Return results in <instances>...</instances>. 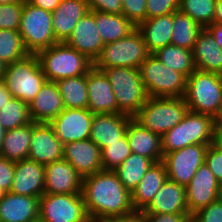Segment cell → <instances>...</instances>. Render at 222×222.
Here are the masks:
<instances>
[{"label":"cell","instance_id":"obj_1","mask_svg":"<svg viewBox=\"0 0 222 222\" xmlns=\"http://www.w3.org/2000/svg\"><path fill=\"white\" fill-rule=\"evenodd\" d=\"M82 196L92 222H104L136 211L131 192L112 170H102L84 177Z\"/></svg>","mask_w":222,"mask_h":222},{"label":"cell","instance_id":"obj_2","mask_svg":"<svg viewBox=\"0 0 222 222\" xmlns=\"http://www.w3.org/2000/svg\"><path fill=\"white\" fill-rule=\"evenodd\" d=\"M216 131L212 116L188 111L175 127L162 137L164 154L195 144L212 145L215 143Z\"/></svg>","mask_w":222,"mask_h":222},{"label":"cell","instance_id":"obj_3","mask_svg":"<svg viewBox=\"0 0 222 222\" xmlns=\"http://www.w3.org/2000/svg\"><path fill=\"white\" fill-rule=\"evenodd\" d=\"M36 55L48 81L84 75L93 67L92 61L65 42H57Z\"/></svg>","mask_w":222,"mask_h":222},{"label":"cell","instance_id":"obj_4","mask_svg":"<svg viewBox=\"0 0 222 222\" xmlns=\"http://www.w3.org/2000/svg\"><path fill=\"white\" fill-rule=\"evenodd\" d=\"M188 111L183 97H148L133 118L144 128L162 137L180 123Z\"/></svg>","mask_w":222,"mask_h":222},{"label":"cell","instance_id":"obj_5","mask_svg":"<svg viewBox=\"0 0 222 222\" xmlns=\"http://www.w3.org/2000/svg\"><path fill=\"white\" fill-rule=\"evenodd\" d=\"M112 85L118 106V113L134 117L148 99L137 68L114 67L102 70Z\"/></svg>","mask_w":222,"mask_h":222},{"label":"cell","instance_id":"obj_6","mask_svg":"<svg viewBox=\"0 0 222 222\" xmlns=\"http://www.w3.org/2000/svg\"><path fill=\"white\" fill-rule=\"evenodd\" d=\"M183 98L189 111L214 118L222 103V75L196 69L187 78Z\"/></svg>","mask_w":222,"mask_h":222},{"label":"cell","instance_id":"obj_7","mask_svg":"<svg viewBox=\"0 0 222 222\" xmlns=\"http://www.w3.org/2000/svg\"><path fill=\"white\" fill-rule=\"evenodd\" d=\"M12 94L30 104L47 81L36 54H28L25 58L6 65L2 79Z\"/></svg>","mask_w":222,"mask_h":222},{"label":"cell","instance_id":"obj_8","mask_svg":"<svg viewBox=\"0 0 222 222\" xmlns=\"http://www.w3.org/2000/svg\"><path fill=\"white\" fill-rule=\"evenodd\" d=\"M150 54L141 33L135 28L124 38L105 44L93 66L101 71L114 67L139 69Z\"/></svg>","mask_w":222,"mask_h":222},{"label":"cell","instance_id":"obj_9","mask_svg":"<svg viewBox=\"0 0 222 222\" xmlns=\"http://www.w3.org/2000/svg\"><path fill=\"white\" fill-rule=\"evenodd\" d=\"M149 97H184L187 78L165 66L152 53L139 67Z\"/></svg>","mask_w":222,"mask_h":222},{"label":"cell","instance_id":"obj_10","mask_svg":"<svg viewBox=\"0 0 222 222\" xmlns=\"http://www.w3.org/2000/svg\"><path fill=\"white\" fill-rule=\"evenodd\" d=\"M19 33L29 54H37L57 43L52 27V13L23 1Z\"/></svg>","mask_w":222,"mask_h":222},{"label":"cell","instance_id":"obj_11","mask_svg":"<svg viewBox=\"0 0 222 222\" xmlns=\"http://www.w3.org/2000/svg\"><path fill=\"white\" fill-rule=\"evenodd\" d=\"M42 222H92L82 194H43L39 198Z\"/></svg>","mask_w":222,"mask_h":222},{"label":"cell","instance_id":"obj_12","mask_svg":"<svg viewBox=\"0 0 222 222\" xmlns=\"http://www.w3.org/2000/svg\"><path fill=\"white\" fill-rule=\"evenodd\" d=\"M207 147L206 144H195L163 154L168 179L186 187L205 162Z\"/></svg>","mask_w":222,"mask_h":222},{"label":"cell","instance_id":"obj_13","mask_svg":"<svg viewBox=\"0 0 222 222\" xmlns=\"http://www.w3.org/2000/svg\"><path fill=\"white\" fill-rule=\"evenodd\" d=\"M93 115L88 108H65L49 124L63 144L87 140Z\"/></svg>","mask_w":222,"mask_h":222},{"label":"cell","instance_id":"obj_14","mask_svg":"<svg viewBox=\"0 0 222 222\" xmlns=\"http://www.w3.org/2000/svg\"><path fill=\"white\" fill-rule=\"evenodd\" d=\"M185 191L191 215L222 197V186L205 163L196 171Z\"/></svg>","mask_w":222,"mask_h":222},{"label":"cell","instance_id":"obj_15","mask_svg":"<svg viewBox=\"0 0 222 222\" xmlns=\"http://www.w3.org/2000/svg\"><path fill=\"white\" fill-rule=\"evenodd\" d=\"M93 63L100 56L104 43L96 25V11L87 12L65 41Z\"/></svg>","mask_w":222,"mask_h":222},{"label":"cell","instance_id":"obj_16","mask_svg":"<svg viewBox=\"0 0 222 222\" xmlns=\"http://www.w3.org/2000/svg\"><path fill=\"white\" fill-rule=\"evenodd\" d=\"M64 144L49 123L33 122V134L28 159L42 165L63 159Z\"/></svg>","mask_w":222,"mask_h":222},{"label":"cell","instance_id":"obj_17","mask_svg":"<svg viewBox=\"0 0 222 222\" xmlns=\"http://www.w3.org/2000/svg\"><path fill=\"white\" fill-rule=\"evenodd\" d=\"M45 167L44 194H82L83 178L66 160Z\"/></svg>","mask_w":222,"mask_h":222},{"label":"cell","instance_id":"obj_18","mask_svg":"<svg viewBox=\"0 0 222 222\" xmlns=\"http://www.w3.org/2000/svg\"><path fill=\"white\" fill-rule=\"evenodd\" d=\"M87 108L94 114L118 113L117 101L105 73L94 66L87 73Z\"/></svg>","mask_w":222,"mask_h":222},{"label":"cell","instance_id":"obj_19","mask_svg":"<svg viewBox=\"0 0 222 222\" xmlns=\"http://www.w3.org/2000/svg\"><path fill=\"white\" fill-rule=\"evenodd\" d=\"M63 159L68 161L82 178L102 171L101 150L91 139L64 144Z\"/></svg>","mask_w":222,"mask_h":222},{"label":"cell","instance_id":"obj_20","mask_svg":"<svg viewBox=\"0 0 222 222\" xmlns=\"http://www.w3.org/2000/svg\"><path fill=\"white\" fill-rule=\"evenodd\" d=\"M44 186V165L29 159L15 162V174L9 192L40 198L44 194Z\"/></svg>","mask_w":222,"mask_h":222},{"label":"cell","instance_id":"obj_21","mask_svg":"<svg viewBox=\"0 0 222 222\" xmlns=\"http://www.w3.org/2000/svg\"><path fill=\"white\" fill-rule=\"evenodd\" d=\"M133 117L124 113L94 114L90 130V139L100 148L121 139L127 131V125Z\"/></svg>","mask_w":222,"mask_h":222},{"label":"cell","instance_id":"obj_22","mask_svg":"<svg viewBox=\"0 0 222 222\" xmlns=\"http://www.w3.org/2000/svg\"><path fill=\"white\" fill-rule=\"evenodd\" d=\"M65 109L63 98L54 81H46L29 104L30 118L35 123H50Z\"/></svg>","mask_w":222,"mask_h":222},{"label":"cell","instance_id":"obj_23","mask_svg":"<svg viewBox=\"0 0 222 222\" xmlns=\"http://www.w3.org/2000/svg\"><path fill=\"white\" fill-rule=\"evenodd\" d=\"M86 0H61L52 13V27L55 39L65 42L71 35L78 21L89 12Z\"/></svg>","mask_w":222,"mask_h":222},{"label":"cell","instance_id":"obj_24","mask_svg":"<svg viewBox=\"0 0 222 222\" xmlns=\"http://www.w3.org/2000/svg\"><path fill=\"white\" fill-rule=\"evenodd\" d=\"M39 220V198L6 192L0 201V222Z\"/></svg>","mask_w":222,"mask_h":222},{"label":"cell","instance_id":"obj_25","mask_svg":"<svg viewBox=\"0 0 222 222\" xmlns=\"http://www.w3.org/2000/svg\"><path fill=\"white\" fill-rule=\"evenodd\" d=\"M126 136L132 153L148 157L154 163L163 160L161 136L144 128L134 118L127 125Z\"/></svg>","mask_w":222,"mask_h":222},{"label":"cell","instance_id":"obj_26","mask_svg":"<svg viewBox=\"0 0 222 222\" xmlns=\"http://www.w3.org/2000/svg\"><path fill=\"white\" fill-rule=\"evenodd\" d=\"M142 212L161 214L189 213L185 186L167 179L154 196V199Z\"/></svg>","mask_w":222,"mask_h":222},{"label":"cell","instance_id":"obj_27","mask_svg":"<svg viewBox=\"0 0 222 222\" xmlns=\"http://www.w3.org/2000/svg\"><path fill=\"white\" fill-rule=\"evenodd\" d=\"M192 54L197 70L222 75V49L206 28L199 33Z\"/></svg>","mask_w":222,"mask_h":222},{"label":"cell","instance_id":"obj_28","mask_svg":"<svg viewBox=\"0 0 222 222\" xmlns=\"http://www.w3.org/2000/svg\"><path fill=\"white\" fill-rule=\"evenodd\" d=\"M167 179L168 176L164 163L162 161L154 163L131 193L134 209L136 211H143L154 199V196Z\"/></svg>","mask_w":222,"mask_h":222},{"label":"cell","instance_id":"obj_29","mask_svg":"<svg viewBox=\"0 0 222 222\" xmlns=\"http://www.w3.org/2000/svg\"><path fill=\"white\" fill-rule=\"evenodd\" d=\"M172 27L173 13L146 19L136 26L150 53L171 44Z\"/></svg>","mask_w":222,"mask_h":222},{"label":"cell","instance_id":"obj_30","mask_svg":"<svg viewBox=\"0 0 222 222\" xmlns=\"http://www.w3.org/2000/svg\"><path fill=\"white\" fill-rule=\"evenodd\" d=\"M32 134L33 121L23 126L5 131L0 148V156L13 162L28 159Z\"/></svg>","mask_w":222,"mask_h":222},{"label":"cell","instance_id":"obj_31","mask_svg":"<svg viewBox=\"0 0 222 222\" xmlns=\"http://www.w3.org/2000/svg\"><path fill=\"white\" fill-rule=\"evenodd\" d=\"M96 25L104 45L124 38L136 28L123 14L99 11H96Z\"/></svg>","mask_w":222,"mask_h":222},{"label":"cell","instance_id":"obj_32","mask_svg":"<svg viewBox=\"0 0 222 222\" xmlns=\"http://www.w3.org/2000/svg\"><path fill=\"white\" fill-rule=\"evenodd\" d=\"M153 164L150 158L131 153L114 172L123 186L132 193Z\"/></svg>","mask_w":222,"mask_h":222},{"label":"cell","instance_id":"obj_33","mask_svg":"<svg viewBox=\"0 0 222 222\" xmlns=\"http://www.w3.org/2000/svg\"><path fill=\"white\" fill-rule=\"evenodd\" d=\"M65 108H87V74L56 81Z\"/></svg>","mask_w":222,"mask_h":222},{"label":"cell","instance_id":"obj_34","mask_svg":"<svg viewBox=\"0 0 222 222\" xmlns=\"http://www.w3.org/2000/svg\"><path fill=\"white\" fill-rule=\"evenodd\" d=\"M203 29L189 15L181 11L173 12L171 44L192 50L199 33Z\"/></svg>","mask_w":222,"mask_h":222},{"label":"cell","instance_id":"obj_35","mask_svg":"<svg viewBox=\"0 0 222 222\" xmlns=\"http://www.w3.org/2000/svg\"><path fill=\"white\" fill-rule=\"evenodd\" d=\"M152 54L165 66L183 74L186 78L196 70L192 50L170 44L157 49Z\"/></svg>","mask_w":222,"mask_h":222},{"label":"cell","instance_id":"obj_36","mask_svg":"<svg viewBox=\"0 0 222 222\" xmlns=\"http://www.w3.org/2000/svg\"><path fill=\"white\" fill-rule=\"evenodd\" d=\"M31 122L29 105L20 99L11 98L0 109V123L5 131Z\"/></svg>","mask_w":222,"mask_h":222},{"label":"cell","instance_id":"obj_37","mask_svg":"<svg viewBox=\"0 0 222 222\" xmlns=\"http://www.w3.org/2000/svg\"><path fill=\"white\" fill-rule=\"evenodd\" d=\"M28 54L19 30L0 29V59L6 65L21 60Z\"/></svg>","mask_w":222,"mask_h":222},{"label":"cell","instance_id":"obj_38","mask_svg":"<svg viewBox=\"0 0 222 222\" xmlns=\"http://www.w3.org/2000/svg\"><path fill=\"white\" fill-rule=\"evenodd\" d=\"M216 0H180L179 11L189 15L203 28L213 23Z\"/></svg>","mask_w":222,"mask_h":222},{"label":"cell","instance_id":"obj_39","mask_svg":"<svg viewBox=\"0 0 222 222\" xmlns=\"http://www.w3.org/2000/svg\"><path fill=\"white\" fill-rule=\"evenodd\" d=\"M126 134L116 142L101 149L102 170L114 171L131 154Z\"/></svg>","mask_w":222,"mask_h":222},{"label":"cell","instance_id":"obj_40","mask_svg":"<svg viewBox=\"0 0 222 222\" xmlns=\"http://www.w3.org/2000/svg\"><path fill=\"white\" fill-rule=\"evenodd\" d=\"M23 1L0 4V29L19 30Z\"/></svg>","mask_w":222,"mask_h":222},{"label":"cell","instance_id":"obj_41","mask_svg":"<svg viewBox=\"0 0 222 222\" xmlns=\"http://www.w3.org/2000/svg\"><path fill=\"white\" fill-rule=\"evenodd\" d=\"M122 14L137 26L146 20V0H122Z\"/></svg>","mask_w":222,"mask_h":222},{"label":"cell","instance_id":"obj_42","mask_svg":"<svg viewBox=\"0 0 222 222\" xmlns=\"http://www.w3.org/2000/svg\"><path fill=\"white\" fill-rule=\"evenodd\" d=\"M179 1L180 0H146V19L178 11Z\"/></svg>","mask_w":222,"mask_h":222},{"label":"cell","instance_id":"obj_43","mask_svg":"<svg viewBox=\"0 0 222 222\" xmlns=\"http://www.w3.org/2000/svg\"><path fill=\"white\" fill-rule=\"evenodd\" d=\"M193 222H222V197L192 215Z\"/></svg>","mask_w":222,"mask_h":222},{"label":"cell","instance_id":"obj_44","mask_svg":"<svg viewBox=\"0 0 222 222\" xmlns=\"http://www.w3.org/2000/svg\"><path fill=\"white\" fill-rule=\"evenodd\" d=\"M204 163L222 186V150L215 143L207 147Z\"/></svg>","mask_w":222,"mask_h":222},{"label":"cell","instance_id":"obj_45","mask_svg":"<svg viewBox=\"0 0 222 222\" xmlns=\"http://www.w3.org/2000/svg\"><path fill=\"white\" fill-rule=\"evenodd\" d=\"M15 174V162L0 156V188L10 191Z\"/></svg>","mask_w":222,"mask_h":222},{"label":"cell","instance_id":"obj_46","mask_svg":"<svg viewBox=\"0 0 222 222\" xmlns=\"http://www.w3.org/2000/svg\"><path fill=\"white\" fill-rule=\"evenodd\" d=\"M91 11L122 14V0H86Z\"/></svg>","mask_w":222,"mask_h":222},{"label":"cell","instance_id":"obj_47","mask_svg":"<svg viewBox=\"0 0 222 222\" xmlns=\"http://www.w3.org/2000/svg\"><path fill=\"white\" fill-rule=\"evenodd\" d=\"M147 222H193L192 215L189 213H144Z\"/></svg>","mask_w":222,"mask_h":222},{"label":"cell","instance_id":"obj_48","mask_svg":"<svg viewBox=\"0 0 222 222\" xmlns=\"http://www.w3.org/2000/svg\"><path fill=\"white\" fill-rule=\"evenodd\" d=\"M104 222H147V221L145 214L142 211H135L132 214L122 217L112 218Z\"/></svg>","mask_w":222,"mask_h":222},{"label":"cell","instance_id":"obj_49","mask_svg":"<svg viewBox=\"0 0 222 222\" xmlns=\"http://www.w3.org/2000/svg\"><path fill=\"white\" fill-rule=\"evenodd\" d=\"M30 4L53 13L61 0H27Z\"/></svg>","mask_w":222,"mask_h":222},{"label":"cell","instance_id":"obj_50","mask_svg":"<svg viewBox=\"0 0 222 222\" xmlns=\"http://www.w3.org/2000/svg\"><path fill=\"white\" fill-rule=\"evenodd\" d=\"M206 29L212 35L217 45L222 49V24L212 23L209 24Z\"/></svg>","mask_w":222,"mask_h":222},{"label":"cell","instance_id":"obj_51","mask_svg":"<svg viewBox=\"0 0 222 222\" xmlns=\"http://www.w3.org/2000/svg\"><path fill=\"white\" fill-rule=\"evenodd\" d=\"M12 98V94L6 87L4 81L0 80V109Z\"/></svg>","mask_w":222,"mask_h":222},{"label":"cell","instance_id":"obj_52","mask_svg":"<svg viewBox=\"0 0 222 222\" xmlns=\"http://www.w3.org/2000/svg\"><path fill=\"white\" fill-rule=\"evenodd\" d=\"M213 23L222 24V0H216Z\"/></svg>","mask_w":222,"mask_h":222},{"label":"cell","instance_id":"obj_53","mask_svg":"<svg viewBox=\"0 0 222 222\" xmlns=\"http://www.w3.org/2000/svg\"><path fill=\"white\" fill-rule=\"evenodd\" d=\"M216 134H222V103L217 115L214 117Z\"/></svg>","mask_w":222,"mask_h":222},{"label":"cell","instance_id":"obj_54","mask_svg":"<svg viewBox=\"0 0 222 222\" xmlns=\"http://www.w3.org/2000/svg\"><path fill=\"white\" fill-rule=\"evenodd\" d=\"M6 64L0 59V80L3 79Z\"/></svg>","mask_w":222,"mask_h":222},{"label":"cell","instance_id":"obj_55","mask_svg":"<svg viewBox=\"0 0 222 222\" xmlns=\"http://www.w3.org/2000/svg\"><path fill=\"white\" fill-rule=\"evenodd\" d=\"M215 144L222 150V134H216Z\"/></svg>","mask_w":222,"mask_h":222},{"label":"cell","instance_id":"obj_56","mask_svg":"<svg viewBox=\"0 0 222 222\" xmlns=\"http://www.w3.org/2000/svg\"><path fill=\"white\" fill-rule=\"evenodd\" d=\"M4 133H5V130H4V128L2 127V125L0 123V148H1V145H2V140H3V137H4Z\"/></svg>","mask_w":222,"mask_h":222},{"label":"cell","instance_id":"obj_57","mask_svg":"<svg viewBox=\"0 0 222 222\" xmlns=\"http://www.w3.org/2000/svg\"><path fill=\"white\" fill-rule=\"evenodd\" d=\"M17 1H24V0H0V4H8Z\"/></svg>","mask_w":222,"mask_h":222},{"label":"cell","instance_id":"obj_58","mask_svg":"<svg viewBox=\"0 0 222 222\" xmlns=\"http://www.w3.org/2000/svg\"><path fill=\"white\" fill-rule=\"evenodd\" d=\"M6 191L3 190L2 188H0V201L3 199V197L5 196Z\"/></svg>","mask_w":222,"mask_h":222}]
</instances>
